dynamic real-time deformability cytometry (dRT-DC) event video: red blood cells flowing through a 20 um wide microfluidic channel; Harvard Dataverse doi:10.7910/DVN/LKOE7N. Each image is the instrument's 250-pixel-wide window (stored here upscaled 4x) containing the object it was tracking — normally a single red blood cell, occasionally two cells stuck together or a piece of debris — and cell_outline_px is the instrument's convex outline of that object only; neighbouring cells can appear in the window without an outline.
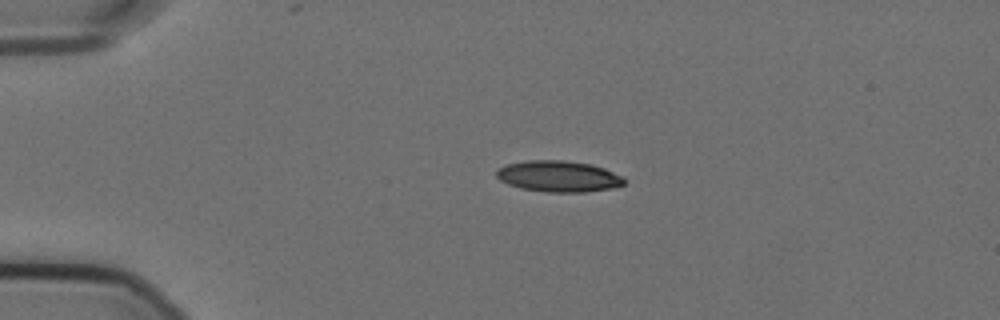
{"species": "Egyptian fruit bat (a non-hibernating species)", "species_latin": "Rousettus aegyptiacus", "temperature_condition": "cold", "stored_images_in_passage": 21, "camera_frame_rate_fps": 3000, "um_per_image_px": 0.085, "animal": {"sex": "female"}, "frame": {"image": 1, "passage_image": 1, "time_ms": 0.0, "image_size_px": [1000, 320], "cell_outline_px": [[624, 184], [612, 188], [584, 192], [548, 192], [520, 188], [508, 184], [500, 180], [496, 176], [496, 168], [508, 164], [528, 160], [564, 160], [592, 164], [604, 168], [624, 176]], "centroid_in_image_um": [47.47, 14.98], "position_along_channel_um": 37.5, "area_um2": 23.29}}
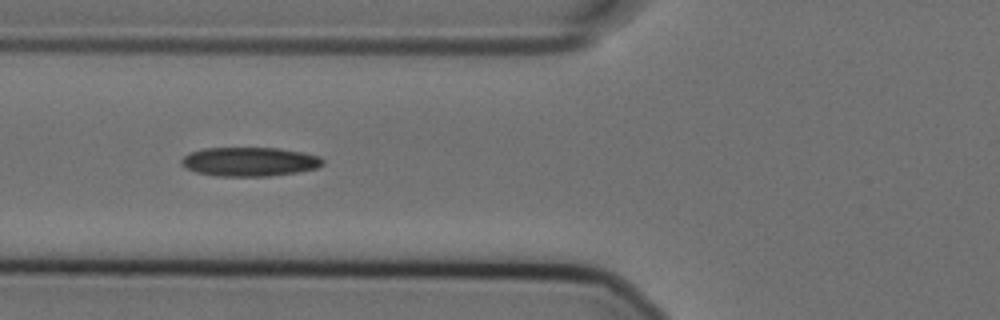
{"frame": {"image": 2, "passage_image": 10, "time_ms": 3.0, "image_size_px": [1000, 320], "cell_outline_px": [[324, 164], [316, 168], [300, 172], [268, 176], [216, 176], [196, 172], [180, 164], [180, 160], [188, 152], [204, 148], [280, 148], [304, 152], [320, 156], [324, 160]], "centroid_in_image_um": [21.23, 13.74], "position_along_channel_um": 104.6, "area_um2": 24.16}}
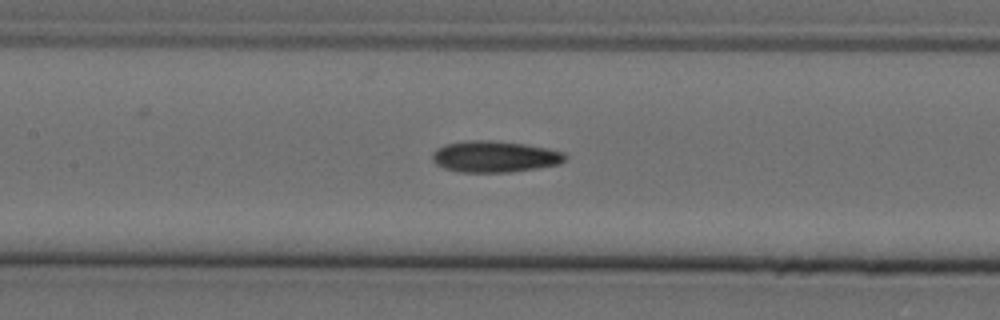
{"frame": {"image": 3, "passage_image": 15, "time_ms": 4.667, "image_size_px": [1000, 320], "cell_outline_px": [[568, 156], [560, 164], [536, 168], [508, 172], [460, 172], [444, 168], [436, 164], [432, 160], [432, 152], [436, 148], [444, 144], [472, 140], [492, 140], [524, 144], [548, 148], [564, 152]], "centroid_in_image_um": [42.03, 13.3], "position_along_channel_um": 165.4, "area_um2": 24.33}}